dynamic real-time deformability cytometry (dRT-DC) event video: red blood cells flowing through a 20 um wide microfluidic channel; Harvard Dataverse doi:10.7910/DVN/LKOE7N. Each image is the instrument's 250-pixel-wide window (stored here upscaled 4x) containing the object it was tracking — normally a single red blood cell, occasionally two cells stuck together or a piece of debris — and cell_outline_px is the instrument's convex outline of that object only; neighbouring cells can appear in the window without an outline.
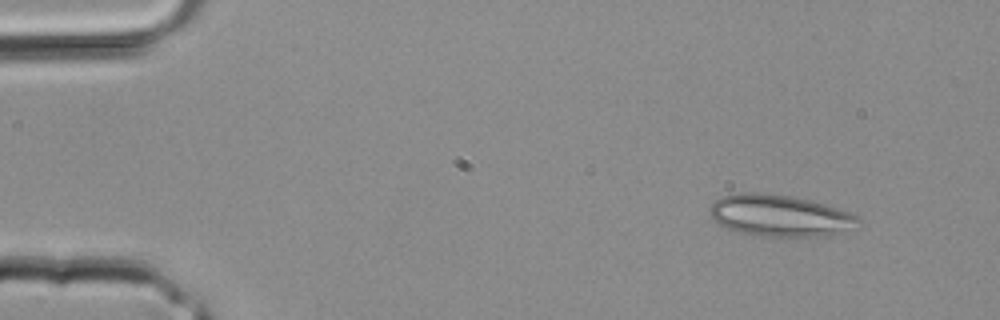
{"species": "common noctule bat (a hibernating species)", "species_latin": "Nyctalus noctula", "temperature_condition": "room temperature", "stored_images_in_passage": 2, "camera_frame_rate_fps": 3000, "um_per_image_px": 0.085, "animal": {"sex": "male", "body_mass_g": 20.4}, "frame": {"image": 1, "passage_image": 1, "time_ms": 0.0, "image_size_px": [1000, 320], "cell_outline_px": [[860, 220], [824, 236], [752, 236], [736, 232], [716, 224], [712, 220], [708, 212], [708, 208], [720, 196], [740, 192], [760, 192], [792, 196], [824, 204], [848, 212], [856, 216]], "centroid_in_image_um": [66.06, 18.31], "position_along_channel_um": 18.9, "area_um2": 35.6}}